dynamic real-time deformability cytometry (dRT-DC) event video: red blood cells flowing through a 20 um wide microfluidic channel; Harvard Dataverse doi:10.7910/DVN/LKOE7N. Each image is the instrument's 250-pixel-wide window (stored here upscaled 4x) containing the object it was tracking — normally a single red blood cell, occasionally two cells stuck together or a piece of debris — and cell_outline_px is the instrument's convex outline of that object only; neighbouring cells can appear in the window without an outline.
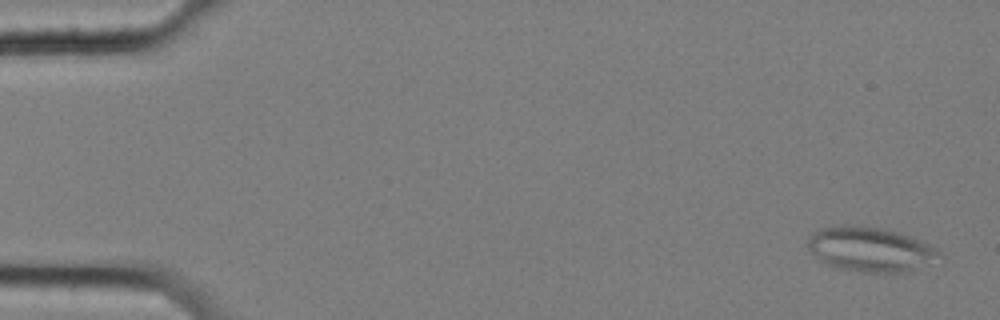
{"species": "common noctule bat (a hibernating species)", "species_latin": "Nyctalus noctula", "temperature_condition": "cold", "stored_images_in_passage": 58, "segment_of_instrument_passage": [1, 2], "camera_frame_rate_fps": 3000, "um_per_image_px": 0.085, "animal": {"sex": "female", "body_mass_g": 25.1}, "frame": {"image": 1, "passage_image": 2, "time_ms": 0.333, "image_size_px": [1000, 320], "cell_outline_px": [[944, 256], [904, 272], [860, 272], [836, 268], [820, 260], [808, 248], [808, 236], [812, 232], [820, 228], [832, 224], [852, 224], [880, 228], [896, 232], [908, 236], [928, 244], [940, 252]], "centroid_in_image_um": [73.88, 21.16], "position_along_channel_um": 11.1, "area_um2": 33.99}}
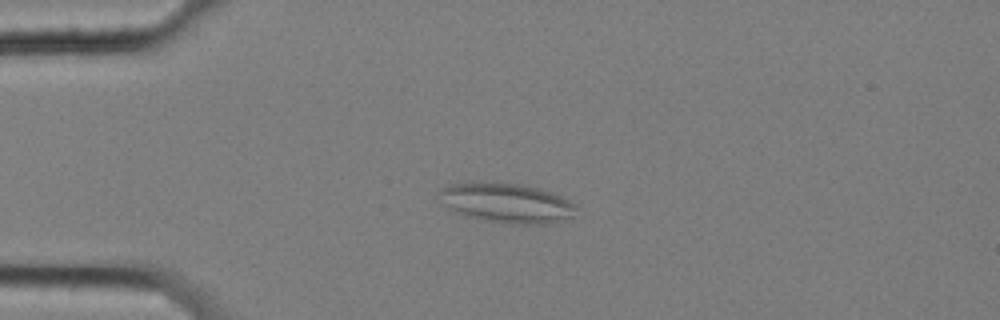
{"frame": {"image": 2, "passage_image": 14, "time_ms": 4.333, "image_size_px": [1000, 320], "cell_outline_px": [[576, 208], [572, 216], [548, 224], [508, 224], [464, 216], [440, 204], [436, 196], [436, 192], [448, 184], [468, 180], [520, 184], [540, 188], [564, 196], [576, 204]], "centroid_in_image_um": [42.97, 17.22], "position_along_channel_um": 42.0, "area_um2": 32.66}}